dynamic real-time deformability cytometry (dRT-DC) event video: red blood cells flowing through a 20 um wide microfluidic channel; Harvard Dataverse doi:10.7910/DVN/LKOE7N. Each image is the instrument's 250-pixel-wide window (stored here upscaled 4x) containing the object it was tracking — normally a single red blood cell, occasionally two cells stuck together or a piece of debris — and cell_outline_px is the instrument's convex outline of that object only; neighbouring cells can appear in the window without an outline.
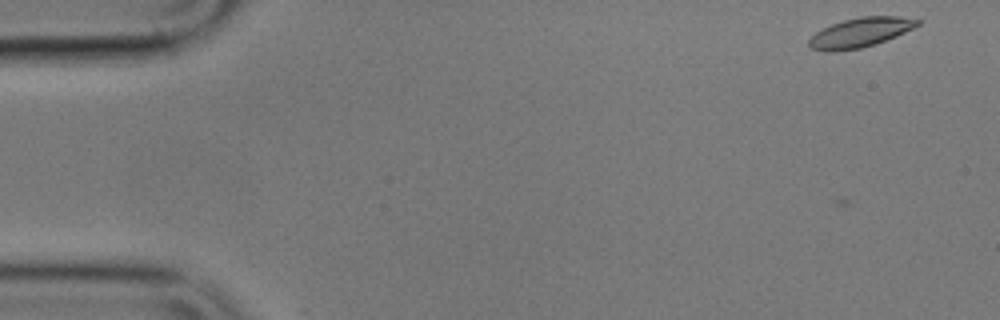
{"species": "common noctule bat (a hibernating species)", "species_latin": "Nyctalus noctula", "temperature_condition": "cold", "stored_images_in_passage": 40, "camera_frame_rate_fps": 3000, "um_per_image_px": 0.085, "animal": {"sex": "male", "body_mass_g": 17.9}, "frame": {"image": 1, "passage_image": 1, "time_ms": 0.0, "image_size_px": [1000, 320], "cell_outline_px": [[920, 24], [896, 36], [860, 48], [832, 52], [824, 52], [812, 48], [808, 44], [808, 40], [816, 32], [832, 24], [844, 20], [860, 16], [900, 16], [920, 20]], "centroid_in_image_um": [73.1, 2.76], "position_along_channel_um": 11.9, "area_um2": 18.38}}
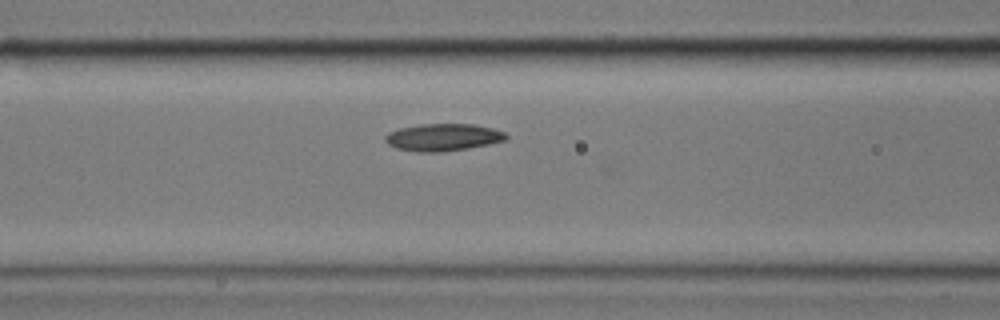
{"frame": {"image": 2, "passage_image": 21, "time_ms": 6.667, "image_size_px": [1000, 320], "cell_outline_px": [[508, 140], [468, 148], [440, 152], [416, 152], [396, 148], [388, 144], [384, 140], [384, 136], [388, 132], [400, 128], [420, 124], [472, 124], [492, 128], [504, 132], [508, 136]], "centroid_in_image_um": [37.64, 11.67], "position_along_channel_um": 129.0, "area_um2": 19.25}}
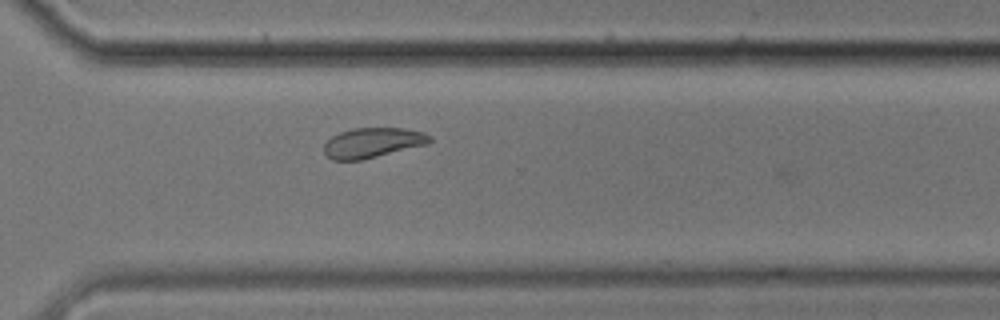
{"frame": {"image": 3, "passage_image": 39, "time_ms": 12.667, "image_size_px": [1000, 320], "cell_outline_px": [[432, 140], [428, 144], [360, 160], [332, 160], [324, 152], [324, 144], [332, 136], [340, 132], [352, 128], [404, 128], [424, 132], [432, 136]], "centroid_in_image_um": [31.69, 12.12], "position_along_channel_um": 338.9, "area_um2": 18.44}}